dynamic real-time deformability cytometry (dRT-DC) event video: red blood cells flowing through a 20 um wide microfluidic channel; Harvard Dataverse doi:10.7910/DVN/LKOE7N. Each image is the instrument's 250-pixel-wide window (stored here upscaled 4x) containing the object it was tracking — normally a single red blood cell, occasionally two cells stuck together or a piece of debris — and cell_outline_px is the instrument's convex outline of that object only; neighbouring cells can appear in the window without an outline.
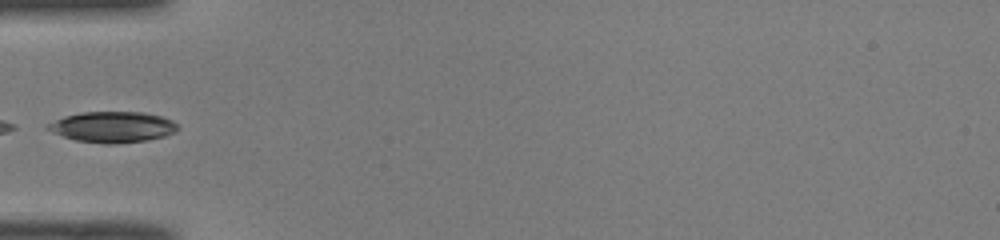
{"species": "common noctule bat (a hibernating species)", "species_latin": "Nyctalus noctula", "temperature_condition": "room temperature", "stored_images_in_passage": 29, "camera_frame_rate_fps": 3000, "um_per_image_px": 0.085, "animal": {"sex": "male", "body_mass_g": 19.0, "forearm_length_mm": 50.8}, "frame": {"image": 1, "passage_image": 1, "time_ms": 0.0, "image_size_px": [1000, 240], "cell_outline_px": [[180, 128], [176, 132], [164, 136], [148, 140], [112, 144], [104, 144], [76, 140], [52, 132], [44, 128], [44, 124], [64, 116], [80, 112], [144, 112], [160, 116], [172, 120]], "centroid_in_image_um": [9.55, 10.79], "position_along_channel_um": 75.5, "area_um2": 23.52}}
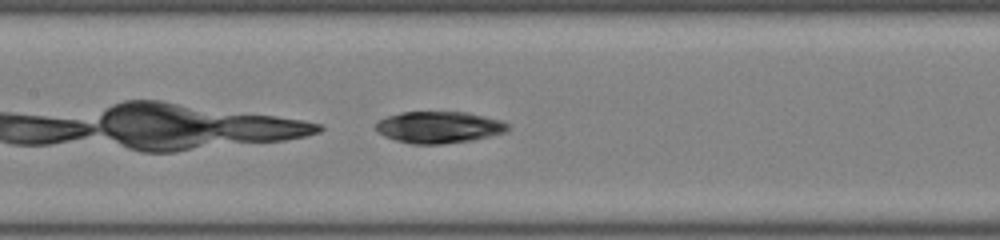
{"frame": {"image": 2, "passage_image": 8, "time_ms": 2.333, "image_size_px": [1000, 240], "cell_outline_px": [[512, 128], [508, 132], [472, 140], [440, 144], [412, 144], [396, 140], [384, 136], [376, 128], [376, 124], [380, 120], [388, 116], [400, 112], [464, 112], [500, 120], [512, 124]], "centroid_in_image_um": [37.37, 10.82], "position_along_channel_um": 170.0, "area_um2": 24.33}}
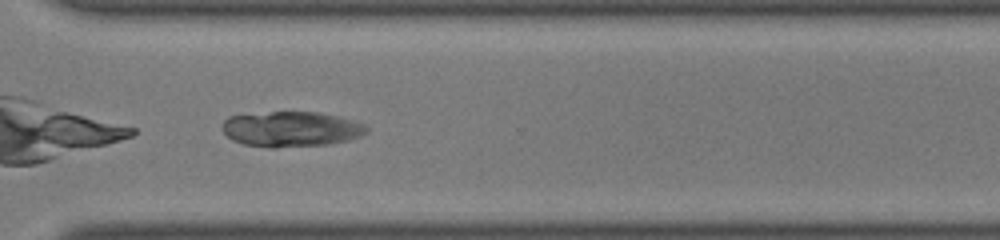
{"frame": {"image": 3, "passage_image": 21, "time_ms": 6.667, "image_size_px": [1000, 240], "cell_outline_px": [[368, 132], [360, 136], [348, 140], [328, 144], [276, 148], [272, 148], [244, 144], [232, 140], [220, 128], [224, 120], [228, 116], [272, 112], [320, 112], [340, 116], [364, 124], [368, 128]], "centroid_in_image_um": [24.75, 10.97], "position_along_channel_um": 345.9, "area_um2": 29.82}}